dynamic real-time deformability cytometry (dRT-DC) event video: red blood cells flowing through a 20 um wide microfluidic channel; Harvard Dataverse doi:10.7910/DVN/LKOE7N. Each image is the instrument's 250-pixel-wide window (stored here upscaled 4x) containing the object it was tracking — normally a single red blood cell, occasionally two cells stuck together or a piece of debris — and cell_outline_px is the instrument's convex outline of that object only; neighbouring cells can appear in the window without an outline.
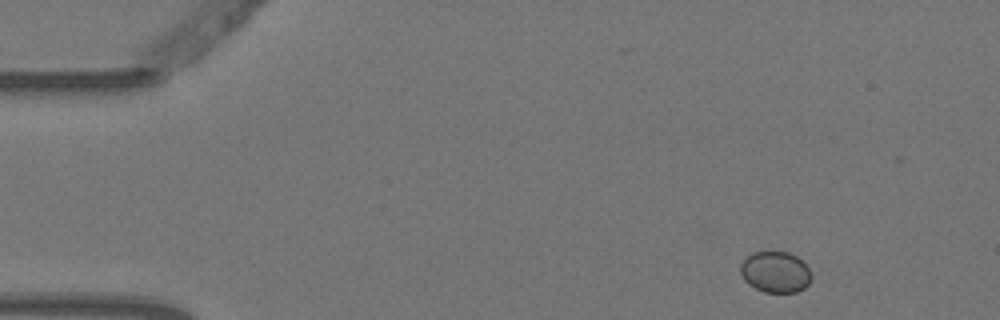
{"species": "Egyptian fruit bat (a non-hibernating species)", "species_latin": "Rousettus aegyptiacus", "temperature_condition": "warm", "stored_images_in_passage": 5, "camera_frame_rate_fps": 3000, "um_per_image_px": 0.085, "animal": {"sex": "female"}, "frame": {"image": 1, "passage_image": 1, "time_ms": 0.0, "image_size_px": [1000, 320], "cell_outline_px": [[812, 280], [804, 288], [796, 292], [764, 292], [748, 284], [744, 280], [740, 272], [740, 264], [752, 252], [788, 252], [796, 256], [812, 272]], "centroid_in_image_um": [65.91, 23.13], "position_along_channel_um": 19.1, "area_um2": 16.99}}